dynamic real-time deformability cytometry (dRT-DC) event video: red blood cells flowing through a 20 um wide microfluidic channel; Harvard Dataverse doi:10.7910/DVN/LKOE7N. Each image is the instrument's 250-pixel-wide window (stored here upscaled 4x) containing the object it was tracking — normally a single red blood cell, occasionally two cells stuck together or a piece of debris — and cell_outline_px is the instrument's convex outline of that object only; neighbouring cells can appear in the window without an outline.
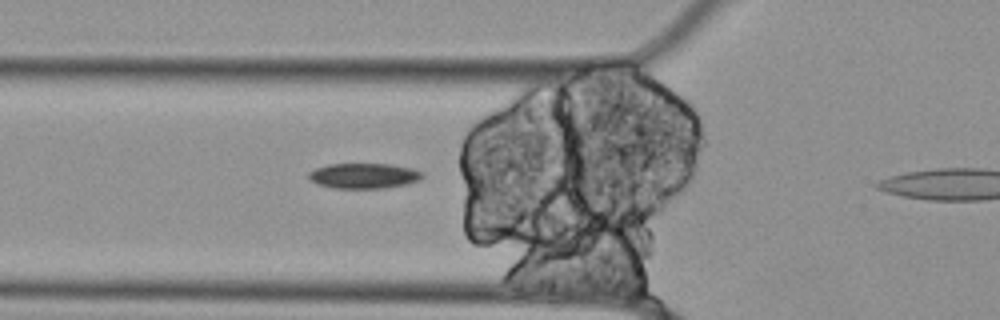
{"species": "Egyptian fruit bat (a non-hibernating species)", "species_latin": "Rousettus aegyptiacus", "temperature_condition": "cold", "stored_images_in_passage": 8, "camera_frame_rate_fps": 3000, "um_per_image_px": 0.085, "animal": {"sex": "female"}, "frame": {"image": 1, "passage_image": 7, "time_ms": 2.0, "image_size_px": [1000, 320], "cell_outline_px": [[424, 176], [420, 180], [408, 184], [380, 188], [336, 188], [320, 184], [308, 180], [308, 172], [316, 168], [328, 164], [392, 164], [412, 168], [424, 172]], "centroid_in_image_um": [30.96, 14.93], "position_along_channel_um": 94.8, "area_um2": 16.82}}